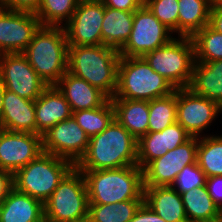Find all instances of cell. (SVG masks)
<instances>
[{
  "instance_id": "15",
  "label": "cell",
  "mask_w": 222,
  "mask_h": 222,
  "mask_svg": "<svg viewBox=\"0 0 222 222\" xmlns=\"http://www.w3.org/2000/svg\"><path fill=\"white\" fill-rule=\"evenodd\" d=\"M40 26L35 13L0 7V54L22 53Z\"/></svg>"
},
{
  "instance_id": "34",
  "label": "cell",
  "mask_w": 222,
  "mask_h": 222,
  "mask_svg": "<svg viewBox=\"0 0 222 222\" xmlns=\"http://www.w3.org/2000/svg\"><path fill=\"white\" fill-rule=\"evenodd\" d=\"M144 5L161 23L178 33V0H144Z\"/></svg>"
},
{
  "instance_id": "38",
  "label": "cell",
  "mask_w": 222,
  "mask_h": 222,
  "mask_svg": "<svg viewBox=\"0 0 222 222\" xmlns=\"http://www.w3.org/2000/svg\"><path fill=\"white\" fill-rule=\"evenodd\" d=\"M101 1L106 7L127 12H134L144 4V0H101Z\"/></svg>"
},
{
  "instance_id": "10",
  "label": "cell",
  "mask_w": 222,
  "mask_h": 222,
  "mask_svg": "<svg viewBox=\"0 0 222 222\" xmlns=\"http://www.w3.org/2000/svg\"><path fill=\"white\" fill-rule=\"evenodd\" d=\"M198 142V137H190L164 156L151 161L143 169V186H171L185 166L197 162Z\"/></svg>"
},
{
  "instance_id": "5",
  "label": "cell",
  "mask_w": 222,
  "mask_h": 222,
  "mask_svg": "<svg viewBox=\"0 0 222 222\" xmlns=\"http://www.w3.org/2000/svg\"><path fill=\"white\" fill-rule=\"evenodd\" d=\"M174 91L171 83L155 72L143 57H120L113 98L151 101Z\"/></svg>"
},
{
  "instance_id": "44",
  "label": "cell",
  "mask_w": 222,
  "mask_h": 222,
  "mask_svg": "<svg viewBox=\"0 0 222 222\" xmlns=\"http://www.w3.org/2000/svg\"><path fill=\"white\" fill-rule=\"evenodd\" d=\"M212 3H222V0H212Z\"/></svg>"
},
{
  "instance_id": "20",
  "label": "cell",
  "mask_w": 222,
  "mask_h": 222,
  "mask_svg": "<svg viewBox=\"0 0 222 222\" xmlns=\"http://www.w3.org/2000/svg\"><path fill=\"white\" fill-rule=\"evenodd\" d=\"M55 86L70 104L72 112L100 107L109 99L98 88L69 71Z\"/></svg>"
},
{
  "instance_id": "11",
  "label": "cell",
  "mask_w": 222,
  "mask_h": 222,
  "mask_svg": "<svg viewBox=\"0 0 222 222\" xmlns=\"http://www.w3.org/2000/svg\"><path fill=\"white\" fill-rule=\"evenodd\" d=\"M0 76L6 90L35 101L48 85L22 53L0 54Z\"/></svg>"
},
{
  "instance_id": "42",
  "label": "cell",
  "mask_w": 222,
  "mask_h": 222,
  "mask_svg": "<svg viewBox=\"0 0 222 222\" xmlns=\"http://www.w3.org/2000/svg\"><path fill=\"white\" fill-rule=\"evenodd\" d=\"M5 91L4 84L0 76V129H2V107H3V94Z\"/></svg>"
},
{
  "instance_id": "1",
  "label": "cell",
  "mask_w": 222,
  "mask_h": 222,
  "mask_svg": "<svg viewBox=\"0 0 222 222\" xmlns=\"http://www.w3.org/2000/svg\"><path fill=\"white\" fill-rule=\"evenodd\" d=\"M137 165V140L116 119L89 138L85 154L75 164L80 171L118 169Z\"/></svg>"
},
{
  "instance_id": "25",
  "label": "cell",
  "mask_w": 222,
  "mask_h": 222,
  "mask_svg": "<svg viewBox=\"0 0 222 222\" xmlns=\"http://www.w3.org/2000/svg\"><path fill=\"white\" fill-rule=\"evenodd\" d=\"M133 26V12L104 6L101 26L102 45L120 51L128 41Z\"/></svg>"
},
{
  "instance_id": "32",
  "label": "cell",
  "mask_w": 222,
  "mask_h": 222,
  "mask_svg": "<svg viewBox=\"0 0 222 222\" xmlns=\"http://www.w3.org/2000/svg\"><path fill=\"white\" fill-rule=\"evenodd\" d=\"M194 44L195 62L222 60V34L209 25L191 37Z\"/></svg>"
},
{
  "instance_id": "14",
  "label": "cell",
  "mask_w": 222,
  "mask_h": 222,
  "mask_svg": "<svg viewBox=\"0 0 222 222\" xmlns=\"http://www.w3.org/2000/svg\"><path fill=\"white\" fill-rule=\"evenodd\" d=\"M89 137L73 116L42 134L43 152L70 160L74 165L85 154Z\"/></svg>"
},
{
  "instance_id": "6",
  "label": "cell",
  "mask_w": 222,
  "mask_h": 222,
  "mask_svg": "<svg viewBox=\"0 0 222 222\" xmlns=\"http://www.w3.org/2000/svg\"><path fill=\"white\" fill-rule=\"evenodd\" d=\"M74 166L68 159L43 152L13 174V187L44 204Z\"/></svg>"
},
{
  "instance_id": "36",
  "label": "cell",
  "mask_w": 222,
  "mask_h": 222,
  "mask_svg": "<svg viewBox=\"0 0 222 222\" xmlns=\"http://www.w3.org/2000/svg\"><path fill=\"white\" fill-rule=\"evenodd\" d=\"M41 0H0V7L20 11L36 13Z\"/></svg>"
},
{
  "instance_id": "43",
  "label": "cell",
  "mask_w": 222,
  "mask_h": 222,
  "mask_svg": "<svg viewBox=\"0 0 222 222\" xmlns=\"http://www.w3.org/2000/svg\"><path fill=\"white\" fill-rule=\"evenodd\" d=\"M77 222H92L89 218H86V219H83V220H80V221H77Z\"/></svg>"
},
{
  "instance_id": "40",
  "label": "cell",
  "mask_w": 222,
  "mask_h": 222,
  "mask_svg": "<svg viewBox=\"0 0 222 222\" xmlns=\"http://www.w3.org/2000/svg\"><path fill=\"white\" fill-rule=\"evenodd\" d=\"M13 188V174L0 169V205L6 199L9 191Z\"/></svg>"
},
{
  "instance_id": "17",
  "label": "cell",
  "mask_w": 222,
  "mask_h": 222,
  "mask_svg": "<svg viewBox=\"0 0 222 222\" xmlns=\"http://www.w3.org/2000/svg\"><path fill=\"white\" fill-rule=\"evenodd\" d=\"M190 137L177 122L160 132H148L137 140V166L143 170L151 161L164 156Z\"/></svg>"
},
{
  "instance_id": "19",
  "label": "cell",
  "mask_w": 222,
  "mask_h": 222,
  "mask_svg": "<svg viewBox=\"0 0 222 222\" xmlns=\"http://www.w3.org/2000/svg\"><path fill=\"white\" fill-rule=\"evenodd\" d=\"M2 129L36 134L35 101L21 98L16 93L5 89Z\"/></svg>"
},
{
  "instance_id": "12",
  "label": "cell",
  "mask_w": 222,
  "mask_h": 222,
  "mask_svg": "<svg viewBox=\"0 0 222 222\" xmlns=\"http://www.w3.org/2000/svg\"><path fill=\"white\" fill-rule=\"evenodd\" d=\"M176 104V122L191 137L200 138V133L222 112L216 102L194 93L188 87L176 89Z\"/></svg>"
},
{
  "instance_id": "33",
  "label": "cell",
  "mask_w": 222,
  "mask_h": 222,
  "mask_svg": "<svg viewBox=\"0 0 222 222\" xmlns=\"http://www.w3.org/2000/svg\"><path fill=\"white\" fill-rule=\"evenodd\" d=\"M79 0H41L35 13L41 26H62L71 19ZM62 24V25H61Z\"/></svg>"
},
{
  "instance_id": "23",
  "label": "cell",
  "mask_w": 222,
  "mask_h": 222,
  "mask_svg": "<svg viewBox=\"0 0 222 222\" xmlns=\"http://www.w3.org/2000/svg\"><path fill=\"white\" fill-rule=\"evenodd\" d=\"M188 88L222 108V60L195 62Z\"/></svg>"
},
{
  "instance_id": "31",
  "label": "cell",
  "mask_w": 222,
  "mask_h": 222,
  "mask_svg": "<svg viewBox=\"0 0 222 222\" xmlns=\"http://www.w3.org/2000/svg\"><path fill=\"white\" fill-rule=\"evenodd\" d=\"M176 89L171 94L149 101L148 132H160L176 122Z\"/></svg>"
},
{
  "instance_id": "21",
  "label": "cell",
  "mask_w": 222,
  "mask_h": 222,
  "mask_svg": "<svg viewBox=\"0 0 222 222\" xmlns=\"http://www.w3.org/2000/svg\"><path fill=\"white\" fill-rule=\"evenodd\" d=\"M144 203L166 222H188L179 194L172 186L144 187Z\"/></svg>"
},
{
  "instance_id": "4",
  "label": "cell",
  "mask_w": 222,
  "mask_h": 222,
  "mask_svg": "<svg viewBox=\"0 0 222 222\" xmlns=\"http://www.w3.org/2000/svg\"><path fill=\"white\" fill-rule=\"evenodd\" d=\"M81 172L85 179L89 204L144 200L143 170L137 165Z\"/></svg>"
},
{
  "instance_id": "26",
  "label": "cell",
  "mask_w": 222,
  "mask_h": 222,
  "mask_svg": "<svg viewBox=\"0 0 222 222\" xmlns=\"http://www.w3.org/2000/svg\"><path fill=\"white\" fill-rule=\"evenodd\" d=\"M188 222H222V210L209 195L206 186L181 193Z\"/></svg>"
},
{
  "instance_id": "35",
  "label": "cell",
  "mask_w": 222,
  "mask_h": 222,
  "mask_svg": "<svg viewBox=\"0 0 222 222\" xmlns=\"http://www.w3.org/2000/svg\"><path fill=\"white\" fill-rule=\"evenodd\" d=\"M206 175L199 167L198 163L185 166L177 175L171 185L179 194L185 193L194 188L205 186Z\"/></svg>"
},
{
  "instance_id": "8",
  "label": "cell",
  "mask_w": 222,
  "mask_h": 222,
  "mask_svg": "<svg viewBox=\"0 0 222 222\" xmlns=\"http://www.w3.org/2000/svg\"><path fill=\"white\" fill-rule=\"evenodd\" d=\"M143 58L175 89L189 87L195 63L191 37L173 38L168 44L146 53Z\"/></svg>"
},
{
  "instance_id": "39",
  "label": "cell",
  "mask_w": 222,
  "mask_h": 222,
  "mask_svg": "<svg viewBox=\"0 0 222 222\" xmlns=\"http://www.w3.org/2000/svg\"><path fill=\"white\" fill-rule=\"evenodd\" d=\"M129 222H166L163 218L153 212L145 203L135 213Z\"/></svg>"
},
{
  "instance_id": "3",
  "label": "cell",
  "mask_w": 222,
  "mask_h": 222,
  "mask_svg": "<svg viewBox=\"0 0 222 222\" xmlns=\"http://www.w3.org/2000/svg\"><path fill=\"white\" fill-rule=\"evenodd\" d=\"M22 54L48 86H55L67 72L68 42L64 27L40 26Z\"/></svg>"
},
{
  "instance_id": "9",
  "label": "cell",
  "mask_w": 222,
  "mask_h": 222,
  "mask_svg": "<svg viewBox=\"0 0 222 222\" xmlns=\"http://www.w3.org/2000/svg\"><path fill=\"white\" fill-rule=\"evenodd\" d=\"M173 32L161 23L143 4L133 12V26L128 41L119 51L122 57H143L168 44Z\"/></svg>"
},
{
  "instance_id": "22",
  "label": "cell",
  "mask_w": 222,
  "mask_h": 222,
  "mask_svg": "<svg viewBox=\"0 0 222 222\" xmlns=\"http://www.w3.org/2000/svg\"><path fill=\"white\" fill-rule=\"evenodd\" d=\"M0 222H45L44 204L13 187L0 205Z\"/></svg>"
},
{
  "instance_id": "16",
  "label": "cell",
  "mask_w": 222,
  "mask_h": 222,
  "mask_svg": "<svg viewBox=\"0 0 222 222\" xmlns=\"http://www.w3.org/2000/svg\"><path fill=\"white\" fill-rule=\"evenodd\" d=\"M41 153L42 135L0 129V169L14 174Z\"/></svg>"
},
{
  "instance_id": "29",
  "label": "cell",
  "mask_w": 222,
  "mask_h": 222,
  "mask_svg": "<svg viewBox=\"0 0 222 222\" xmlns=\"http://www.w3.org/2000/svg\"><path fill=\"white\" fill-rule=\"evenodd\" d=\"M197 163L207 178L222 176V135L200 137L197 147Z\"/></svg>"
},
{
  "instance_id": "2",
  "label": "cell",
  "mask_w": 222,
  "mask_h": 222,
  "mask_svg": "<svg viewBox=\"0 0 222 222\" xmlns=\"http://www.w3.org/2000/svg\"><path fill=\"white\" fill-rule=\"evenodd\" d=\"M119 51L105 46H68L67 71L102 91L109 99L117 89Z\"/></svg>"
},
{
  "instance_id": "27",
  "label": "cell",
  "mask_w": 222,
  "mask_h": 222,
  "mask_svg": "<svg viewBox=\"0 0 222 222\" xmlns=\"http://www.w3.org/2000/svg\"><path fill=\"white\" fill-rule=\"evenodd\" d=\"M212 0H178V36L192 37L209 25Z\"/></svg>"
},
{
  "instance_id": "37",
  "label": "cell",
  "mask_w": 222,
  "mask_h": 222,
  "mask_svg": "<svg viewBox=\"0 0 222 222\" xmlns=\"http://www.w3.org/2000/svg\"><path fill=\"white\" fill-rule=\"evenodd\" d=\"M205 186L213 201L222 210V176L207 178Z\"/></svg>"
},
{
  "instance_id": "30",
  "label": "cell",
  "mask_w": 222,
  "mask_h": 222,
  "mask_svg": "<svg viewBox=\"0 0 222 222\" xmlns=\"http://www.w3.org/2000/svg\"><path fill=\"white\" fill-rule=\"evenodd\" d=\"M144 200H127L114 204H89L92 222H129Z\"/></svg>"
},
{
  "instance_id": "28",
  "label": "cell",
  "mask_w": 222,
  "mask_h": 222,
  "mask_svg": "<svg viewBox=\"0 0 222 222\" xmlns=\"http://www.w3.org/2000/svg\"><path fill=\"white\" fill-rule=\"evenodd\" d=\"M76 123L91 138L105 130L115 119V109L111 99L102 106L94 109H85L72 112Z\"/></svg>"
},
{
  "instance_id": "18",
  "label": "cell",
  "mask_w": 222,
  "mask_h": 222,
  "mask_svg": "<svg viewBox=\"0 0 222 222\" xmlns=\"http://www.w3.org/2000/svg\"><path fill=\"white\" fill-rule=\"evenodd\" d=\"M72 116L70 104L56 86H48L35 100L36 134L42 135L49 128Z\"/></svg>"
},
{
  "instance_id": "41",
  "label": "cell",
  "mask_w": 222,
  "mask_h": 222,
  "mask_svg": "<svg viewBox=\"0 0 222 222\" xmlns=\"http://www.w3.org/2000/svg\"><path fill=\"white\" fill-rule=\"evenodd\" d=\"M209 26L216 32L222 34V3H212Z\"/></svg>"
},
{
  "instance_id": "7",
  "label": "cell",
  "mask_w": 222,
  "mask_h": 222,
  "mask_svg": "<svg viewBox=\"0 0 222 222\" xmlns=\"http://www.w3.org/2000/svg\"><path fill=\"white\" fill-rule=\"evenodd\" d=\"M89 199L84 176L75 166L44 203L45 222H77L88 218Z\"/></svg>"
},
{
  "instance_id": "13",
  "label": "cell",
  "mask_w": 222,
  "mask_h": 222,
  "mask_svg": "<svg viewBox=\"0 0 222 222\" xmlns=\"http://www.w3.org/2000/svg\"><path fill=\"white\" fill-rule=\"evenodd\" d=\"M103 17L104 4L101 0H79L71 19L63 25L68 46L102 45Z\"/></svg>"
},
{
  "instance_id": "24",
  "label": "cell",
  "mask_w": 222,
  "mask_h": 222,
  "mask_svg": "<svg viewBox=\"0 0 222 222\" xmlns=\"http://www.w3.org/2000/svg\"><path fill=\"white\" fill-rule=\"evenodd\" d=\"M115 119L128 130L136 140L148 133L149 101L111 98Z\"/></svg>"
}]
</instances>
